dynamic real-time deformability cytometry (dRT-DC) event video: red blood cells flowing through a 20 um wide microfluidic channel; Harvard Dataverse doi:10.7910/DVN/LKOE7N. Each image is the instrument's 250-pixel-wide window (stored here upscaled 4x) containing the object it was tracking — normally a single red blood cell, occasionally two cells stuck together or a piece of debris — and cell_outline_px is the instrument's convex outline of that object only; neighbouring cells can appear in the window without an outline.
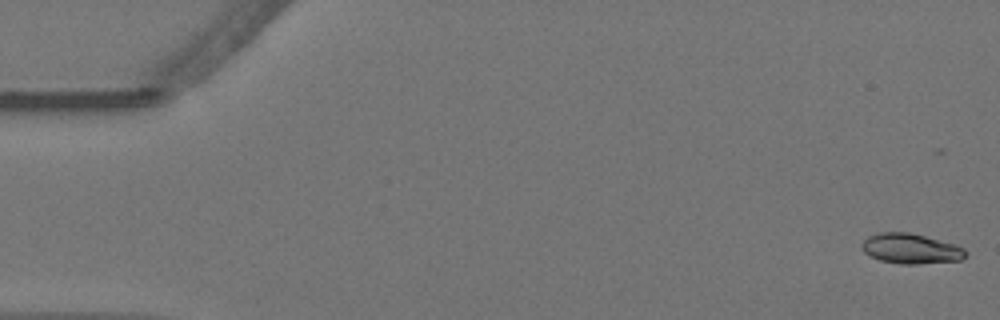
{"species": "Egyptian fruit bat (a non-hibernating species)", "species_latin": "Rousettus aegyptiacus", "temperature_condition": "warm", "stored_images_in_passage": 50, "camera_frame_rate_fps": 3000, "um_per_image_px": 0.085, "animal": {"sex": "female"}, "frame": {"image": 1, "passage_image": 1, "time_ms": 0.0, "image_size_px": [1000, 320], "cell_outline_px": [[968, 252], [960, 260], [920, 264], [900, 264], [880, 260], [864, 252], [860, 248], [860, 244], [868, 236], [880, 232], [908, 232], [956, 244], [964, 248]], "centroid_in_image_um": [77.41, 21.13], "position_along_channel_um": 7.6, "area_um2": 18.26}}
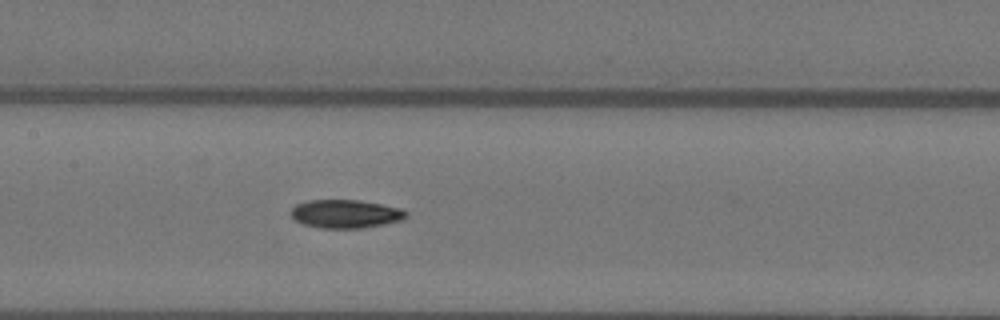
{"frame": {"image": 2, "passage_image": 27, "time_ms": 8.667, "image_size_px": [1000, 320], "cell_outline_px": [[408, 216], [404, 220], [384, 224], [360, 228], [320, 228], [304, 224], [296, 220], [288, 212], [296, 204], [308, 200], [360, 200], [400, 208], [408, 212]], "centroid_in_image_um": [29.38, 18.17], "position_along_channel_um": 178.0, "area_um2": 19.13}}
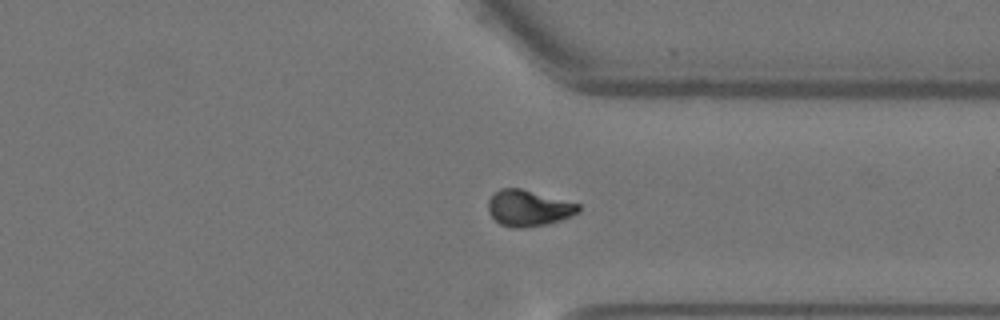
{"frame": {"image": 3, "passage_image": 43, "time_ms": 14.0, "image_size_px": [1000, 320], "cell_outline_px": [[580, 212], [572, 216], [560, 220], [544, 224], [520, 228], [512, 228], [500, 224], [488, 212], [488, 200], [500, 188], [520, 188], [580, 204]], "centroid_in_image_um": [44.92, 17.69], "position_along_channel_um": 366.5, "area_um2": 18.84}, "authors_computed_cell_mechanics": {"area_um2": 18.9584, "velocity_mm_per_s": 3.5571, "shape_relaxation_time_tau1_ms": 9.042, "shape_relaxation_time_tau2_ms": null, "deformation_change_tau1": 0.1815, "deformation_change_tau2": null}}